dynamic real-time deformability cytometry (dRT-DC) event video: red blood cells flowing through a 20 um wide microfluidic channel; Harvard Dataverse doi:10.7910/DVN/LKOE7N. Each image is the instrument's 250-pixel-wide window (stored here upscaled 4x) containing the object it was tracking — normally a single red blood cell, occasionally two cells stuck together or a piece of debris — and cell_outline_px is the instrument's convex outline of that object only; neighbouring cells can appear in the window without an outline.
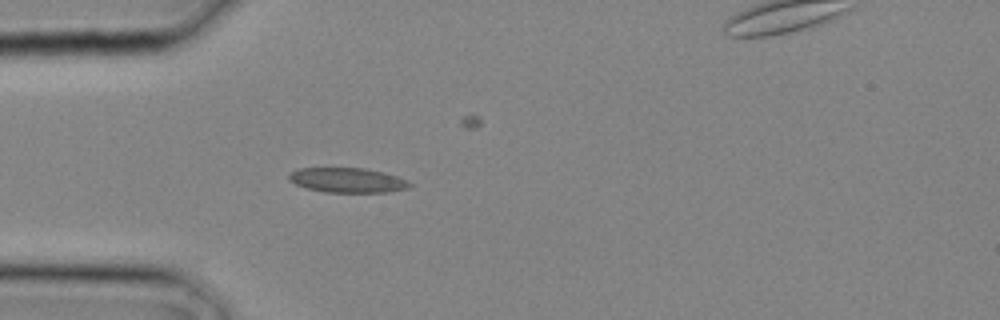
{"species": "common noctule bat (a hibernating species)", "species_latin": "Nyctalus noctula", "temperature_condition": "cold", "stored_images_in_passage": 3, "camera_frame_rate_fps": 3000, "um_per_image_px": 0.085, "animal": {"sex": "male", "body_mass_g": 20.4}, "frame": {"image": 1, "passage_image": 2, "time_ms": 0.333, "image_size_px": [1000, 320], "cell_outline_px": [[412, 184], [408, 188], [388, 192], [324, 192], [308, 188], [296, 184], [288, 180], [288, 172], [300, 168], [364, 168], [384, 172], [408, 180]], "centroid_in_image_um": [29.52, 15.31], "position_along_channel_um": 55.5, "area_um2": 17.46}}